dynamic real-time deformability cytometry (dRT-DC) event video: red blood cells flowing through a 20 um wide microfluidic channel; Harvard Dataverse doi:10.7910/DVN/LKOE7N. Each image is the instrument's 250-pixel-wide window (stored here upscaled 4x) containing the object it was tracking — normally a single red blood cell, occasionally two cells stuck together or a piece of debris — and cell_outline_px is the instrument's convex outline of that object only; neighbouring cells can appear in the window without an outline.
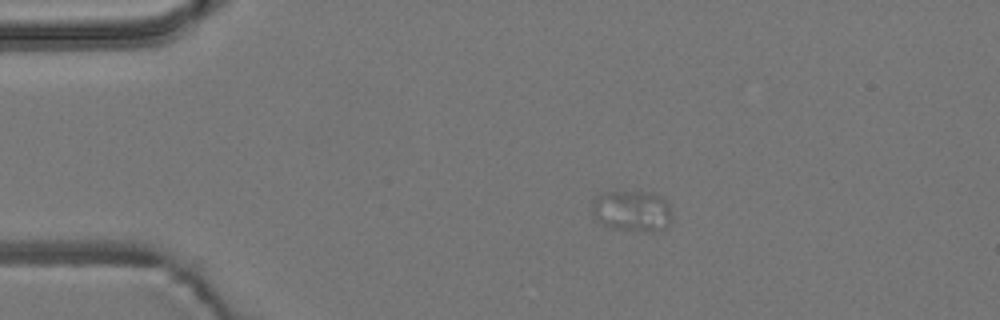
{"species": "common noctule bat (a hibernating species)", "species_latin": "Nyctalus noctula", "temperature_condition": "room temperature", "stored_images_in_passage": 9, "camera_frame_rate_fps": 3000, "um_per_image_px": 0.085, "animal": {"sex": "male", "body_mass_g": 19.2, "forearm_length_mm": 51.8}, "frame": {"image": 1, "passage_image": 1, "time_ms": 0.0, "image_size_px": [1000, 320], "cell_outline_px": [[672, 216], [668, 228], [652, 232], [608, 228], [592, 220], [592, 200], [596, 196], [608, 192], [652, 192], [660, 196], [668, 204], [672, 212]], "centroid_in_image_um": [53.7, 17.96], "position_along_channel_um": 31.3, "area_um2": 19.65}}
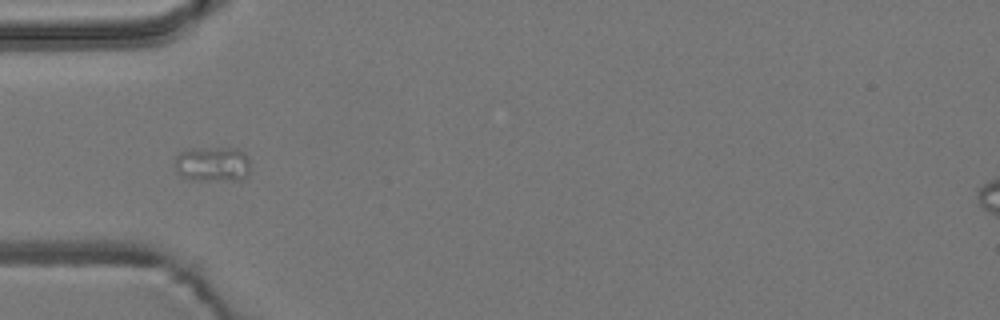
{"frame": {"image": 2, "passage_image": 2, "time_ms": 2.333, "image_size_px": [1000, 320], "cell_outline_px": [[248, 172], [240, 180], [200, 180], [184, 176], [176, 172], [176, 156], [180, 152], [192, 148], [236, 148], [244, 152], [248, 156]], "centroid_in_image_um": [18.08, 13.93], "position_along_channel_um": 66.9, "area_um2": 15.2}}
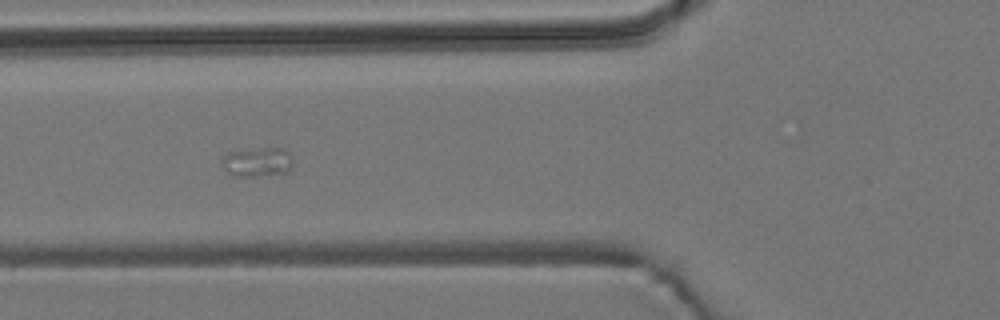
{"frame": {"image": 3, "passage_image": 3, "time_ms": 3.333, "image_size_px": [1000, 320], "cell_outline_px": [[292, 168], [288, 172], [256, 176], [232, 176], [224, 168], [224, 156], [228, 152], [264, 148], [284, 148], [288, 152], [292, 160]], "centroid_in_image_um": [21.92, 13.78], "position_along_channel_um": 103.9, "area_um2": 11.91}}